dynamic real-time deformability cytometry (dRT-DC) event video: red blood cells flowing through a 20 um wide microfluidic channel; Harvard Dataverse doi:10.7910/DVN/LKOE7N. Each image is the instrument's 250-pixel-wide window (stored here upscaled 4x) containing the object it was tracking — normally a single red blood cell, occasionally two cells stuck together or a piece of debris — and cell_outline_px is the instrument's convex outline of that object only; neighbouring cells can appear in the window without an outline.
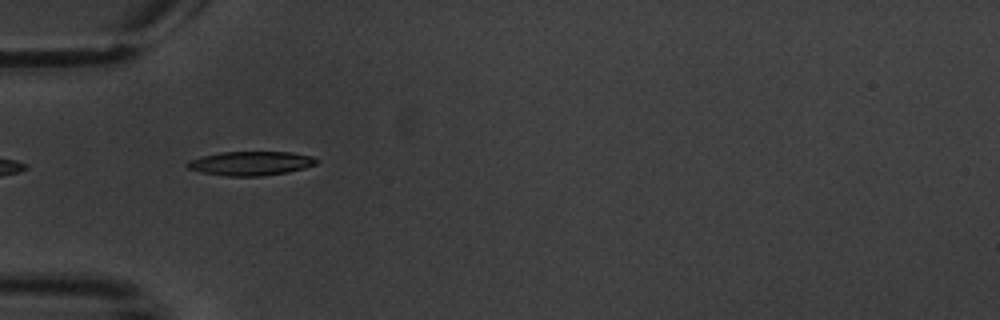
{"species": "common noctule bat (a hibernating species)", "species_latin": "Nyctalus noctula", "temperature_condition": "warm", "stored_images_in_passage": 7, "camera_frame_rate_fps": 3000, "um_per_image_px": 0.085, "animal": {"sex": "male", "body_mass_g": 20.1, "forearm_length_mm": 53.5}, "frame": {"image": 1, "passage_image": 6, "time_ms": 6.0, "image_size_px": [1000, 320], "cell_outline_px": [[320, 160], [316, 164], [304, 168], [288, 172], [260, 176], [228, 176], [204, 172], [188, 168], [184, 164], [188, 160], [220, 152], [292, 152], [312, 156]], "centroid_in_image_um": [21.34, 13.88], "position_along_channel_um": 63.7, "area_um2": 18.03}}
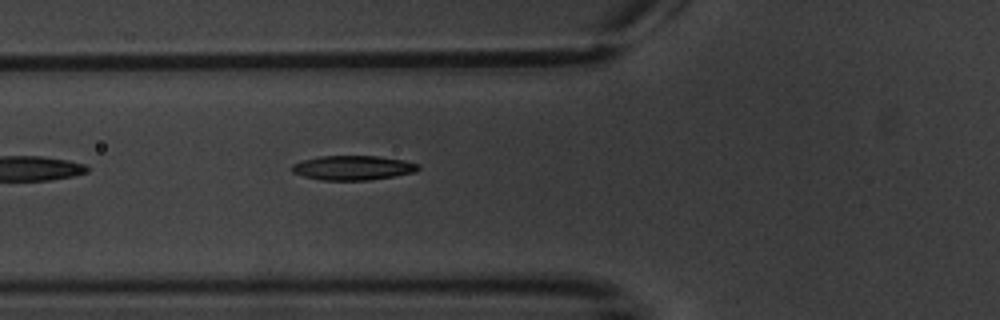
{"frame": {"image": 2, "passage_image": 7, "time_ms": 7.0, "image_size_px": [1000, 320], "cell_outline_px": [[420, 168], [416, 172], [368, 180], [320, 180], [304, 176], [292, 172], [292, 164], [304, 160], [320, 156], [376, 156], [404, 160], [420, 164]], "centroid_in_image_um": [30.02, 14.26], "position_along_channel_um": 95.8, "area_um2": 17.92}}